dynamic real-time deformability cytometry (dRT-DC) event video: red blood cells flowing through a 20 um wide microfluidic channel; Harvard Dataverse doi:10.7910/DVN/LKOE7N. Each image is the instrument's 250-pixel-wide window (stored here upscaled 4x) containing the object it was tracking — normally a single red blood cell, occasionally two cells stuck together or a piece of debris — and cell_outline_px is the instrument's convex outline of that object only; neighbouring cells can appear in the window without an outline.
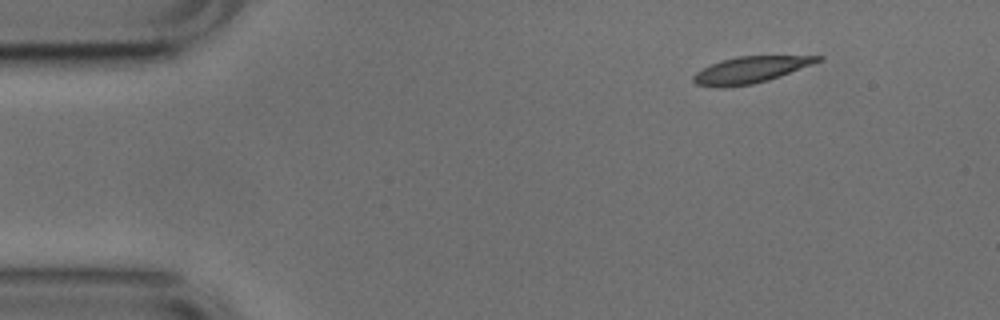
{"species": "common noctule bat (a hibernating species)", "species_latin": "Nyctalus noctula", "temperature_condition": "cold", "stored_images_in_passage": 49, "camera_frame_rate_fps": 3000, "um_per_image_px": 0.085, "animal": {"sex": "male", "body_mass_g": 17.9, "forearm_length_mm": 54.2}, "frame": {"image": 1, "passage_image": 2, "time_ms": 0.333, "image_size_px": [1000, 320], "cell_outline_px": [[824, 60], [780, 76], [768, 80], [752, 84], [724, 88], [720, 88], [696, 84], [692, 80], [692, 76], [696, 72], [720, 60], [740, 56], [824, 56]], "centroid_in_image_um": [63.78, 5.94], "position_along_channel_um": 21.2, "area_um2": 19.13}}
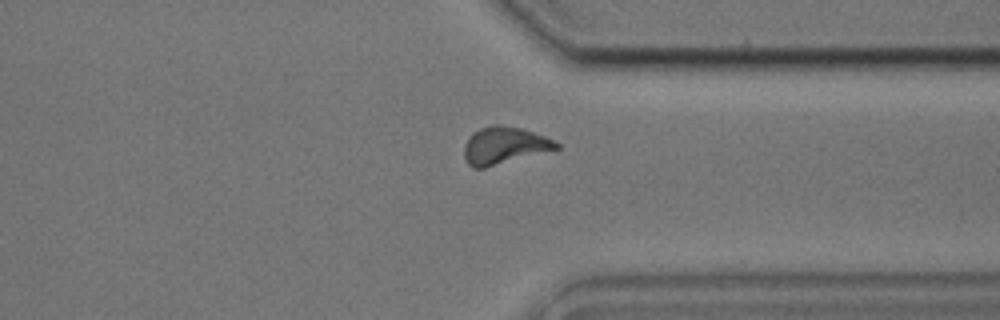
{"frame": {"image": 2, "passage_image": 36, "time_ms": 11.667, "image_size_px": [1000, 320], "cell_outline_px": [[560, 148], [484, 168], [472, 168], [468, 164], [464, 156], [464, 144], [468, 136], [472, 132], [480, 128], [492, 124], [500, 124], [520, 128], [544, 136], [560, 144]], "centroid_in_image_um": [42.81, 12.36], "position_along_channel_um": 368.6, "area_um2": 19.94}}
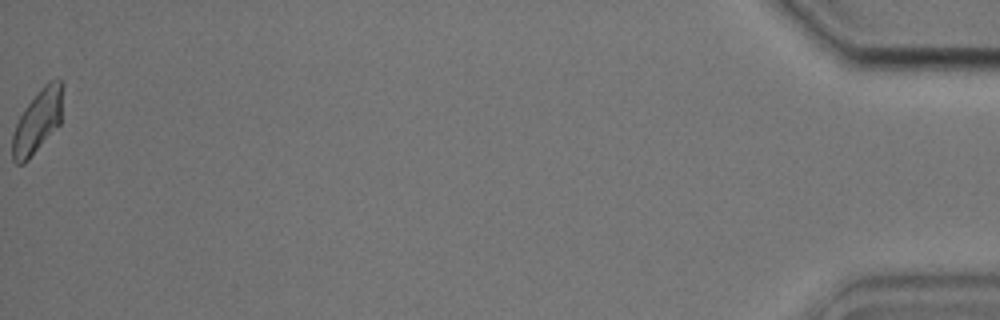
{"frame": {"image": 3, "passage_image": 49, "time_ms": 16.0, "image_size_px": [1000, 320], "cell_outline_px": [[64, 84], [60, 124], [28, 160], [24, 164], [16, 164], [12, 160], [12, 136], [16, 124], [24, 108], [40, 88], [48, 80], [64, 80]], "centroid_in_image_um": [3.21, 10.28], "position_along_channel_um": 432.0, "area_um2": 18.79}, "authors_computed_cell_mechanics": {"area_um2": 19.7676, "velocity_mm_per_s": 3.7466, "shape_relaxation_time_tau1_ms": 3.4549, "shape_relaxation_time_tau2_ms": 2.38, "deformation_change_tau1": 0.1153, "deformation_change_tau2": 0.0961}}